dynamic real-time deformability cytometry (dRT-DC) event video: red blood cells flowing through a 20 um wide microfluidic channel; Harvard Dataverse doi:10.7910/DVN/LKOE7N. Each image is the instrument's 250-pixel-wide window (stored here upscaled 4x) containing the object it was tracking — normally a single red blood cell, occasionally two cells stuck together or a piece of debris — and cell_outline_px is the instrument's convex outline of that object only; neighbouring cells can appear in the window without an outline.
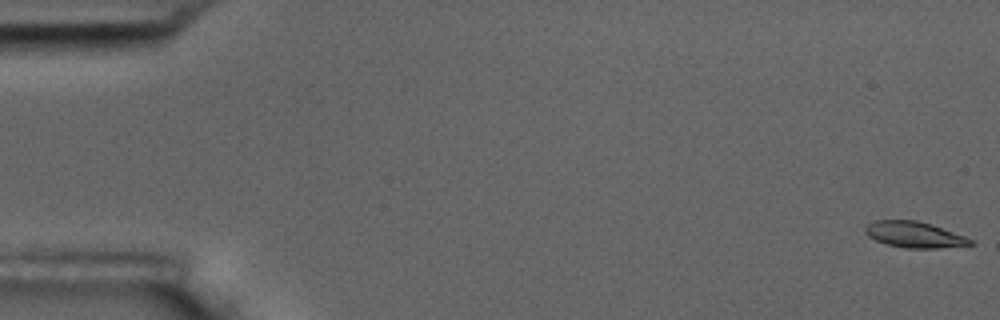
{"species": "common noctule bat (a hibernating species)", "species_latin": "Nyctalus noctula", "temperature_condition": "room temperature", "stored_images_in_passage": 9, "camera_frame_rate_fps": 3000, "um_per_image_px": 0.085, "animal": {"sex": "male", "body_mass_g": 17.5, "forearm_length_mm": 52.3}, "frame": {"image": 1, "passage_image": 1, "time_ms": 0.0, "image_size_px": [1000, 320], "cell_outline_px": [[976, 244], [940, 248], [904, 248], [888, 244], [876, 240], [868, 236], [864, 232], [864, 228], [868, 224], [876, 220], [916, 220], [932, 224], [976, 240]], "centroid_in_image_um": [77.77, 19.94], "position_along_channel_um": 7.2, "area_um2": 16.07}}
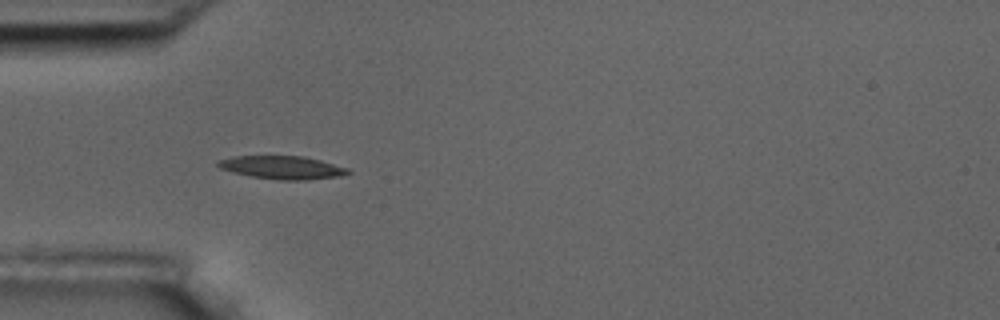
{"frame": {"image": 2, "passage_image": 6, "time_ms": 5.667, "image_size_px": [1000, 320], "cell_outline_px": [[352, 172], [340, 176], [304, 180], [280, 180], [252, 176], [232, 172], [220, 168], [216, 164], [216, 160], [232, 156], [304, 156], [320, 160], [348, 168]], "centroid_in_image_um": [23.97, 14.23], "position_along_channel_um": 61.0, "area_um2": 17.51}}
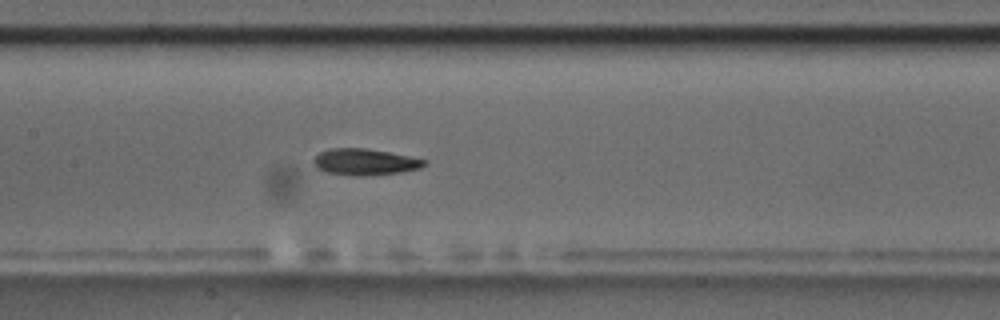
{"frame": {"image": 3, "passage_image": 9, "time_ms": 9.0, "image_size_px": [1000, 320], "cell_outline_px": [[428, 164], [420, 168], [400, 172], [364, 176], [352, 176], [324, 172], [316, 168], [312, 164], [312, 160], [320, 152], [328, 148], [364, 148], [388, 152], [428, 160]], "centroid_in_image_um": [30.98, 13.77], "position_along_channel_um": 176.4, "area_um2": 17.22}}